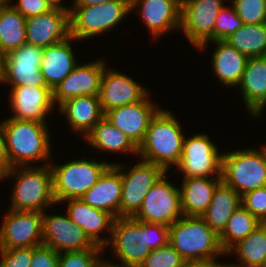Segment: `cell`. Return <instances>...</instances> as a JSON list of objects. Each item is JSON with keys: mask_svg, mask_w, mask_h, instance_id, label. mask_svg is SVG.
Returning <instances> with one entry per match:
<instances>
[{"mask_svg": "<svg viewBox=\"0 0 266 267\" xmlns=\"http://www.w3.org/2000/svg\"><path fill=\"white\" fill-rule=\"evenodd\" d=\"M105 68L101 78L100 104L105 114L111 109L141 101L148 93L134 79Z\"/></svg>", "mask_w": 266, "mask_h": 267, "instance_id": "obj_19", "label": "cell"}, {"mask_svg": "<svg viewBox=\"0 0 266 267\" xmlns=\"http://www.w3.org/2000/svg\"><path fill=\"white\" fill-rule=\"evenodd\" d=\"M113 0H74L73 6L74 7H83V6H92L97 4H104L106 2H110Z\"/></svg>", "mask_w": 266, "mask_h": 267, "instance_id": "obj_45", "label": "cell"}, {"mask_svg": "<svg viewBox=\"0 0 266 267\" xmlns=\"http://www.w3.org/2000/svg\"><path fill=\"white\" fill-rule=\"evenodd\" d=\"M114 165L121 169L120 217H134L140 210L149 190L166 171L161 166L142 159L127 173L122 172V165L116 163Z\"/></svg>", "mask_w": 266, "mask_h": 267, "instance_id": "obj_10", "label": "cell"}, {"mask_svg": "<svg viewBox=\"0 0 266 267\" xmlns=\"http://www.w3.org/2000/svg\"><path fill=\"white\" fill-rule=\"evenodd\" d=\"M59 253L51 247L41 245L33 247L30 267H58Z\"/></svg>", "mask_w": 266, "mask_h": 267, "instance_id": "obj_41", "label": "cell"}, {"mask_svg": "<svg viewBox=\"0 0 266 267\" xmlns=\"http://www.w3.org/2000/svg\"><path fill=\"white\" fill-rule=\"evenodd\" d=\"M121 196V169L112 163L80 199L91 207L109 212L114 218H118Z\"/></svg>", "mask_w": 266, "mask_h": 267, "instance_id": "obj_22", "label": "cell"}, {"mask_svg": "<svg viewBox=\"0 0 266 267\" xmlns=\"http://www.w3.org/2000/svg\"><path fill=\"white\" fill-rule=\"evenodd\" d=\"M184 262L179 252L168 243L152 250L139 267H182Z\"/></svg>", "mask_w": 266, "mask_h": 267, "instance_id": "obj_37", "label": "cell"}, {"mask_svg": "<svg viewBox=\"0 0 266 267\" xmlns=\"http://www.w3.org/2000/svg\"><path fill=\"white\" fill-rule=\"evenodd\" d=\"M222 155L206 134L184 137L182 155L176 167L183 172V178L212 177L213 174L221 177Z\"/></svg>", "mask_w": 266, "mask_h": 267, "instance_id": "obj_12", "label": "cell"}, {"mask_svg": "<svg viewBox=\"0 0 266 267\" xmlns=\"http://www.w3.org/2000/svg\"><path fill=\"white\" fill-rule=\"evenodd\" d=\"M70 37V12L52 9L26 18V42L46 48Z\"/></svg>", "mask_w": 266, "mask_h": 267, "instance_id": "obj_18", "label": "cell"}, {"mask_svg": "<svg viewBox=\"0 0 266 267\" xmlns=\"http://www.w3.org/2000/svg\"><path fill=\"white\" fill-rule=\"evenodd\" d=\"M233 252L238 256L241 264H227L229 267H262L266 257V223L259 224L227 254Z\"/></svg>", "mask_w": 266, "mask_h": 267, "instance_id": "obj_31", "label": "cell"}, {"mask_svg": "<svg viewBox=\"0 0 266 267\" xmlns=\"http://www.w3.org/2000/svg\"><path fill=\"white\" fill-rule=\"evenodd\" d=\"M12 0H0V6L8 5Z\"/></svg>", "mask_w": 266, "mask_h": 267, "instance_id": "obj_48", "label": "cell"}, {"mask_svg": "<svg viewBox=\"0 0 266 267\" xmlns=\"http://www.w3.org/2000/svg\"><path fill=\"white\" fill-rule=\"evenodd\" d=\"M59 109L66 115L73 131L83 134L84 137L105 116L99 95L68 99L59 106Z\"/></svg>", "mask_w": 266, "mask_h": 267, "instance_id": "obj_27", "label": "cell"}, {"mask_svg": "<svg viewBox=\"0 0 266 267\" xmlns=\"http://www.w3.org/2000/svg\"><path fill=\"white\" fill-rule=\"evenodd\" d=\"M165 174L149 190L135 219L169 227L183 216L180 188L170 183Z\"/></svg>", "mask_w": 266, "mask_h": 267, "instance_id": "obj_11", "label": "cell"}, {"mask_svg": "<svg viewBox=\"0 0 266 267\" xmlns=\"http://www.w3.org/2000/svg\"><path fill=\"white\" fill-rule=\"evenodd\" d=\"M43 245L58 253L103 248L96 245L67 215H47L43 212Z\"/></svg>", "mask_w": 266, "mask_h": 267, "instance_id": "obj_15", "label": "cell"}, {"mask_svg": "<svg viewBox=\"0 0 266 267\" xmlns=\"http://www.w3.org/2000/svg\"><path fill=\"white\" fill-rule=\"evenodd\" d=\"M48 164L41 166H18L11 168L0 179L16 176L10 210L45 212V207L56 204L53 194V174ZM20 168L19 170H17ZM15 173V174H14Z\"/></svg>", "mask_w": 266, "mask_h": 267, "instance_id": "obj_4", "label": "cell"}, {"mask_svg": "<svg viewBox=\"0 0 266 267\" xmlns=\"http://www.w3.org/2000/svg\"><path fill=\"white\" fill-rule=\"evenodd\" d=\"M227 264L218 263L215 259L185 261L182 267H226Z\"/></svg>", "mask_w": 266, "mask_h": 267, "instance_id": "obj_44", "label": "cell"}, {"mask_svg": "<svg viewBox=\"0 0 266 267\" xmlns=\"http://www.w3.org/2000/svg\"><path fill=\"white\" fill-rule=\"evenodd\" d=\"M241 26H243V21L239 18L235 8L224 6L215 21L214 40H225Z\"/></svg>", "mask_w": 266, "mask_h": 267, "instance_id": "obj_38", "label": "cell"}, {"mask_svg": "<svg viewBox=\"0 0 266 267\" xmlns=\"http://www.w3.org/2000/svg\"><path fill=\"white\" fill-rule=\"evenodd\" d=\"M225 41L247 58L266 56V23L243 24Z\"/></svg>", "mask_w": 266, "mask_h": 267, "instance_id": "obj_33", "label": "cell"}, {"mask_svg": "<svg viewBox=\"0 0 266 267\" xmlns=\"http://www.w3.org/2000/svg\"><path fill=\"white\" fill-rule=\"evenodd\" d=\"M90 145L106 152L134 153L138 156V147L117 127L103 117L85 137Z\"/></svg>", "mask_w": 266, "mask_h": 267, "instance_id": "obj_30", "label": "cell"}, {"mask_svg": "<svg viewBox=\"0 0 266 267\" xmlns=\"http://www.w3.org/2000/svg\"><path fill=\"white\" fill-rule=\"evenodd\" d=\"M53 174V194L56 203L80 199L111 165L106 162L72 160L63 165L49 163Z\"/></svg>", "mask_w": 266, "mask_h": 267, "instance_id": "obj_7", "label": "cell"}, {"mask_svg": "<svg viewBox=\"0 0 266 267\" xmlns=\"http://www.w3.org/2000/svg\"><path fill=\"white\" fill-rule=\"evenodd\" d=\"M150 101L147 94L139 102L109 110L104 117L139 147L144 140L150 120L159 110Z\"/></svg>", "mask_w": 266, "mask_h": 267, "instance_id": "obj_16", "label": "cell"}, {"mask_svg": "<svg viewBox=\"0 0 266 267\" xmlns=\"http://www.w3.org/2000/svg\"><path fill=\"white\" fill-rule=\"evenodd\" d=\"M240 86L244 103L254 117L266 106V56L248 58Z\"/></svg>", "mask_w": 266, "mask_h": 267, "instance_id": "obj_23", "label": "cell"}, {"mask_svg": "<svg viewBox=\"0 0 266 267\" xmlns=\"http://www.w3.org/2000/svg\"><path fill=\"white\" fill-rule=\"evenodd\" d=\"M232 3L243 24L266 23V0H233Z\"/></svg>", "mask_w": 266, "mask_h": 267, "instance_id": "obj_36", "label": "cell"}, {"mask_svg": "<svg viewBox=\"0 0 266 267\" xmlns=\"http://www.w3.org/2000/svg\"><path fill=\"white\" fill-rule=\"evenodd\" d=\"M3 124L6 152L11 168L29 166L32 161H46L48 158L50 160L51 137L47 123L8 118Z\"/></svg>", "mask_w": 266, "mask_h": 267, "instance_id": "obj_3", "label": "cell"}, {"mask_svg": "<svg viewBox=\"0 0 266 267\" xmlns=\"http://www.w3.org/2000/svg\"><path fill=\"white\" fill-rule=\"evenodd\" d=\"M261 223L247 209L240 205L233 212L225 229L219 235L222 249L227 254L234 245L252 233Z\"/></svg>", "mask_w": 266, "mask_h": 267, "instance_id": "obj_34", "label": "cell"}, {"mask_svg": "<svg viewBox=\"0 0 266 267\" xmlns=\"http://www.w3.org/2000/svg\"><path fill=\"white\" fill-rule=\"evenodd\" d=\"M106 68L103 60L76 65L73 71L53 89V102L60 106L78 96L100 94L101 78Z\"/></svg>", "mask_w": 266, "mask_h": 267, "instance_id": "obj_17", "label": "cell"}, {"mask_svg": "<svg viewBox=\"0 0 266 267\" xmlns=\"http://www.w3.org/2000/svg\"><path fill=\"white\" fill-rule=\"evenodd\" d=\"M241 205L260 222H266V186L241 196Z\"/></svg>", "mask_w": 266, "mask_h": 267, "instance_id": "obj_39", "label": "cell"}, {"mask_svg": "<svg viewBox=\"0 0 266 267\" xmlns=\"http://www.w3.org/2000/svg\"><path fill=\"white\" fill-rule=\"evenodd\" d=\"M224 0H182L180 29L191 44L201 50L214 40L215 21Z\"/></svg>", "mask_w": 266, "mask_h": 267, "instance_id": "obj_9", "label": "cell"}, {"mask_svg": "<svg viewBox=\"0 0 266 267\" xmlns=\"http://www.w3.org/2000/svg\"><path fill=\"white\" fill-rule=\"evenodd\" d=\"M240 205L239 193L221 181L215 189L208 209L201 217L213 231L220 235L229 218Z\"/></svg>", "mask_w": 266, "mask_h": 267, "instance_id": "obj_29", "label": "cell"}, {"mask_svg": "<svg viewBox=\"0 0 266 267\" xmlns=\"http://www.w3.org/2000/svg\"><path fill=\"white\" fill-rule=\"evenodd\" d=\"M103 249L90 248L59 253L58 267H102L104 259L100 258V253Z\"/></svg>", "mask_w": 266, "mask_h": 267, "instance_id": "obj_35", "label": "cell"}, {"mask_svg": "<svg viewBox=\"0 0 266 267\" xmlns=\"http://www.w3.org/2000/svg\"><path fill=\"white\" fill-rule=\"evenodd\" d=\"M130 5L131 11L140 6L138 12L155 38L173 28H180V0H130Z\"/></svg>", "mask_w": 266, "mask_h": 267, "instance_id": "obj_21", "label": "cell"}, {"mask_svg": "<svg viewBox=\"0 0 266 267\" xmlns=\"http://www.w3.org/2000/svg\"><path fill=\"white\" fill-rule=\"evenodd\" d=\"M222 177L183 178L180 188L181 210L183 216L201 217L208 209L217 185Z\"/></svg>", "mask_w": 266, "mask_h": 267, "instance_id": "obj_26", "label": "cell"}, {"mask_svg": "<svg viewBox=\"0 0 266 267\" xmlns=\"http://www.w3.org/2000/svg\"><path fill=\"white\" fill-rule=\"evenodd\" d=\"M222 181L240 196L266 186V147L245 149L222 155Z\"/></svg>", "mask_w": 266, "mask_h": 267, "instance_id": "obj_6", "label": "cell"}, {"mask_svg": "<svg viewBox=\"0 0 266 267\" xmlns=\"http://www.w3.org/2000/svg\"><path fill=\"white\" fill-rule=\"evenodd\" d=\"M0 228V249L43 245V212L9 210Z\"/></svg>", "mask_w": 266, "mask_h": 267, "instance_id": "obj_13", "label": "cell"}, {"mask_svg": "<svg viewBox=\"0 0 266 267\" xmlns=\"http://www.w3.org/2000/svg\"><path fill=\"white\" fill-rule=\"evenodd\" d=\"M11 169L7 152H6V141H5V129L3 122H0V178L5 175Z\"/></svg>", "mask_w": 266, "mask_h": 267, "instance_id": "obj_43", "label": "cell"}, {"mask_svg": "<svg viewBox=\"0 0 266 267\" xmlns=\"http://www.w3.org/2000/svg\"><path fill=\"white\" fill-rule=\"evenodd\" d=\"M262 267H266V257H265V260H264Z\"/></svg>", "mask_w": 266, "mask_h": 267, "instance_id": "obj_49", "label": "cell"}, {"mask_svg": "<svg viewBox=\"0 0 266 267\" xmlns=\"http://www.w3.org/2000/svg\"><path fill=\"white\" fill-rule=\"evenodd\" d=\"M11 6L25 18L44 14L52 10L44 0H18L16 5Z\"/></svg>", "mask_w": 266, "mask_h": 267, "instance_id": "obj_42", "label": "cell"}, {"mask_svg": "<svg viewBox=\"0 0 266 267\" xmlns=\"http://www.w3.org/2000/svg\"><path fill=\"white\" fill-rule=\"evenodd\" d=\"M10 105L11 118L47 123L44 117L54 108L53 91L49 87L12 86Z\"/></svg>", "mask_w": 266, "mask_h": 267, "instance_id": "obj_20", "label": "cell"}, {"mask_svg": "<svg viewBox=\"0 0 266 267\" xmlns=\"http://www.w3.org/2000/svg\"><path fill=\"white\" fill-rule=\"evenodd\" d=\"M184 134L170 111L159 109L149 122L144 140L138 147L141 159L161 166L166 172L177 166L183 148Z\"/></svg>", "mask_w": 266, "mask_h": 267, "instance_id": "obj_2", "label": "cell"}, {"mask_svg": "<svg viewBox=\"0 0 266 267\" xmlns=\"http://www.w3.org/2000/svg\"><path fill=\"white\" fill-rule=\"evenodd\" d=\"M67 214L69 218L80 226L88 237L96 244L103 248L109 240L99 236L102 230L111 232L115 218L106 211L96 209L83 202L81 199H68Z\"/></svg>", "mask_w": 266, "mask_h": 267, "instance_id": "obj_24", "label": "cell"}, {"mask_svg": "<svg viewBox=\"0 0 266 267\" xmlns=\"http://www.w3.org/2000/svg\"><path fill=\"white\" fill-rule=\"evenodd\" d=\"M26 42V18L10 4L0 6V50L6 55Z\"/></svg>", "mask_w": 266, "mask_h": 267, "instance_id": "obj_32", "label": "cell"}, {"mask_svg": "<svg viewBox=\"0 0 266 267\" xmlns=\"http://www.w3.org/2000/svg\"><path fill=\"white\" fill-rule=\"evenodd\" d=\"M131 11L130 0H113L104 4L72 7L70 36L89 38L115 27Z\"/></svg>", "mask_w": 266, "mask_h": 267, "instance_id": "obj_8", "label": "cell"}, {"mask_svg": "<svg viewBox=\"0 0 266 267\" xmlns=\"http://www.w3.org/2000/svg\"><path fill=\"white\" fill-rule=\"evenodd\" d=\"M0 267H30L33 247L0 249Z\"/></svg>", "mask_w": 266, "mask_h": 267, "instance_id": "obj_40", "label": "cell"}, {"mask_svg": "<svg viewBox=\"0 0 266 267\" xmlns=\"http://www.w3.org/2000/svg\"><path fill=\"white\" fill-rule=\"evenodd\" d=\"M217 48L212 55L215 75L225 86L234 87L241 81L248 58L225 40H213Z\"/></svg>", "mask_w": 266, "mask_h": 267, "instance_id": "obj_28", "label": "cell"}, {"mask_svg": "<svg viewBox=\"0 0 266 267\" xmlns=\"http://www.w3.org/2000/svg\"><path fill=\"white\" fill-rule=\"evenodd\" d=\"M169 243L185 261L210 260L226 255L219 235L198 216H182L169 226Z\"/></svg>", "mask_w": 266, "mask_h": 267, "instance_id": "obj_5", "label": "cell"}, {"mask_svg": "<svg viewBox=\"0 0 266 267\" xmlns=\"http://www.w3.org/2000/svg\"><path fill=\"white\" fill-rule=\"evenodd\" d=\"M113 254L122 264L110 263L109 267H139L152 250L169 243V227L144 222L134 217L115 218L111 230Z\"/></svg>", "mask_w": 266, "mask_h": 267, "instance_id": "obj_1", "label": "cell"}, {"mask_svg": "<svg viewBox=\"0 0 266 267\" xmlns=\"http://www.w3.org/2000/svg\"><path fill=\"white\" fill-rule=\"evenodd\" d=\"M70 36L62 42L44 48L40 69L47 86L53 89L63 81L77 65L76 58L71 47Z\"/></svg>", "mask_w": 266, "mask_h": 267, "instance_id": "obj_25", "label": "cell"}, {"mask_svg": "<svg viewBox=\"0 0 266 267\" xmlns=\"http://www.w3.org/2000/svg\"><path fill=\"white\" fill-rule=\"evenodd\" d=\"M44 48L23 44L5 55L4 76L2 82L11 86L48 87L40 69Z\"/></svg>", "mask_w": 266, "mask_h": 267, "instance_id": "obj_14", "label": "cell"}, {"mask_svg": "<svg viewBox=\"0 0 266 267\" xmlns=\"http://www.w3.org/2000/svg\"><path fill=\"white\" fill-rule=\"evenodd\" d=\"M5 54L0 50V82L4 76Z\"/></svg>", "mask_w": 266, "mask_h": 267, "instance_id": "obj_47", "label": "cell"}, {"mask_svg": "<svg viewBox=\"0 0 266 267\" xmlns=\"http://www.w3.org/2000/svg\"><path fill=\"white\" fill-rule=\"evenodd\" d=\"M52 9L64 10L70 12L71 9L62 5L61 0H44Z\"/></svg>", "mask_w": 266, "mask_h": 267, "instance_id": "obj_46", "label": "cell"}]
</instances>
